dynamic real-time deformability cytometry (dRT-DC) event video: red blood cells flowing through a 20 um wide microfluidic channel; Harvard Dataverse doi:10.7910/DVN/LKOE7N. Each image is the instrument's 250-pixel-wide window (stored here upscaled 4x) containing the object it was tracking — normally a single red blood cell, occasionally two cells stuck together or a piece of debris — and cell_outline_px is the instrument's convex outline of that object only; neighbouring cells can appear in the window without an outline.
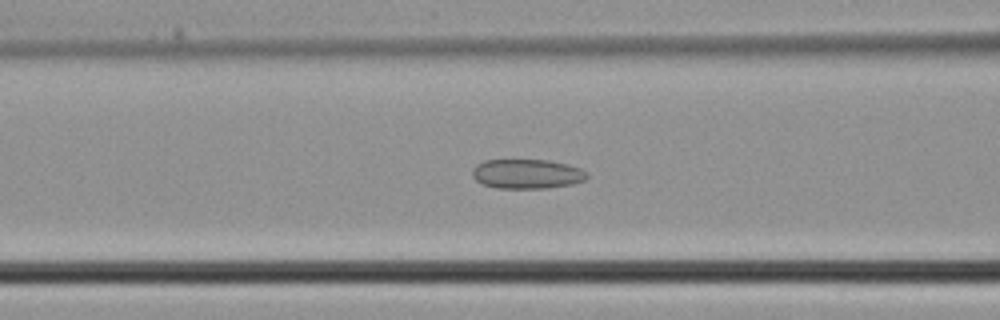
{"species": "common noctule bat (a hibernating species)", "species_latin": "Nyctalus noctula", "temperature_condition": "cold", "stored_images_in_passage": 39, "camera_frame_rate_fps": 3000, "um_per_image_px": 0.085, "animal": {"sex": "male", "body_mass_g": 21.5, "forearm_length_mm": 52.0}, "frame": {"image": 1, "passage_image": 16, "time_ms": 5.0, "image_size_px": [1000, 320], "cell_outline_px": [[588, 176], [584, 180], [572, 184], [548, 188], [496, 188], [484, 184], [476, 180], [472, 176], [472, 168], [476, 164], [484, 160], [548, 160], [568, 164], [580, 168], [588, 172]], "centroid_in_image_um": [44.79, 14.78], "position_along_channel_um": 121.8, "area_um2": 19.83}}
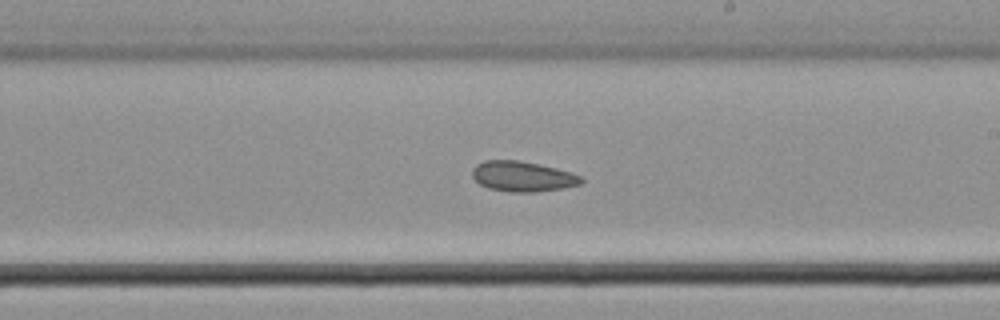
{"frame": {"image": 2, "passage_image": 23, "time_ms": 7.333, "image_size_px": [1000, 320], "cell_outline_px": [[584, 180], [580, 184], [560, 188], [536, 192], [512, 192], [488, 188], [480, 184], [472, 176], [472, 168], [476, 164], [484, 160], [520, 160], [540, 164], [572, 172], [580, 176]], "centroid_in_image_um": [44.4, 14.98], "position_along_channel_um": 244.6, "area_um2": 19.25}}
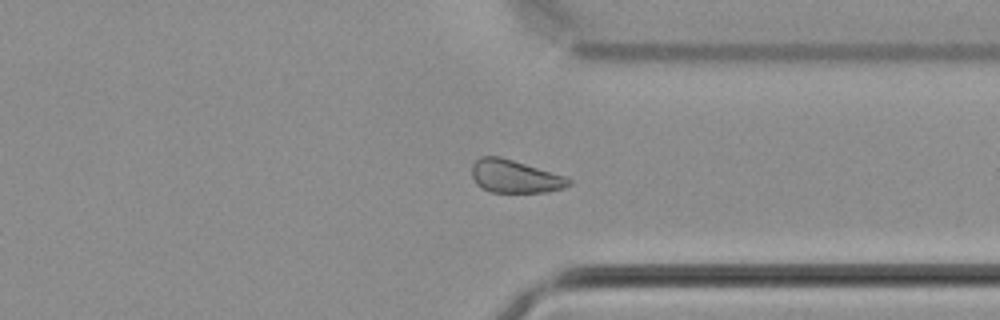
{"frame": {"image": 3, "passage_image": 30, "time_ms": 9.667, "image_size_px": [1000, 320], "cell_outline_px": [[572, 184], [564, 188], [548, 192], [488, 192], [480, 188], [476, 184], [472, 176], [472, 164], [480, 156], [500, 156], [564, 176], [572, 180]], "centroid_in_image_um": [43.74, 15.0], "position_along_channel_um": 367.7, "area_um2": 18.67}}